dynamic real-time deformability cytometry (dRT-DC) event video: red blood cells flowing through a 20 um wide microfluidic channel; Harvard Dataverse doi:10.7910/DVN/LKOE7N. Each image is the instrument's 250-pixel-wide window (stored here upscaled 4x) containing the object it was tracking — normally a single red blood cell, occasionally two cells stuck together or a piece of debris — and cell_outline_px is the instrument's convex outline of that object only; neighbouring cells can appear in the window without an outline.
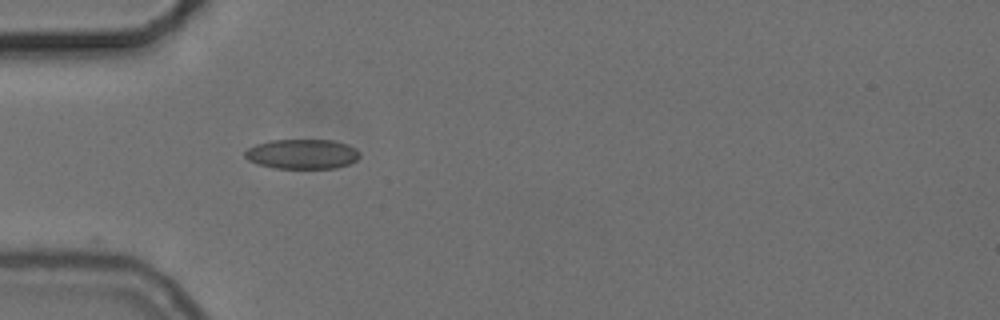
{"species": "common noctule bat (a hibernating species)", "species_latin": "Nyctalus noctula", "temperature_condition": "cold", "stored_images_in_passage": 39, "camera_frame_rate_fps": 3000, "um_per_image_px": 0.085, "animal": {"sex": "female", "body_mass_g": 24.6, "forearm_length_mm": 56.2}, "frame": {"image": 1, "passage_image": 1, "time_ms": 0.0, "image_size_px": [1000, 320], "cell_outline_px": [[360, 156], [356, 160], [348, 164], [336, 168], [276, 168], [256, 164], [248, 160], [244, 156], [244, 152], [248, 148], [256, 144], [272, 140], [332, 140], [348, 144], [356, 148], [360, 152]], "centroid_in_image_um": [25.69, 13.09], "position_along_channel_um": 59.3, "area_um2": 20.0}}
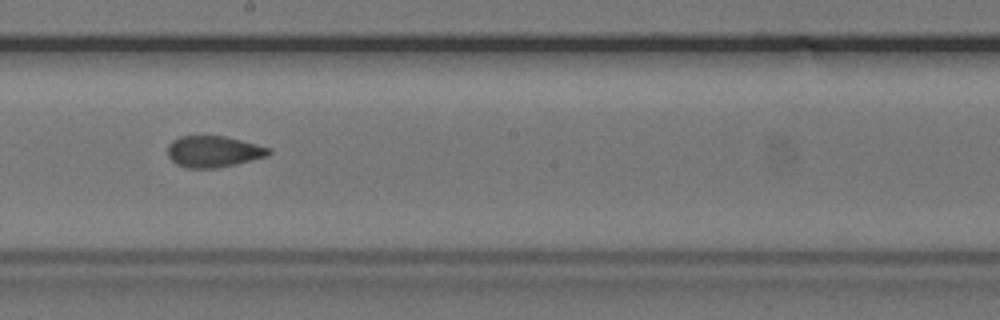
{"frame": {"image": 2, "passage_image": 15, "time_ms": 4.667, "image_size_px": [1000, 320], "cell_outline_px": [[272, 152], [268, 156], [236, 164], [216, 168], [188, 168], [176, 164], [168, 156], [168, 144], [172, 140], [180, 136], [224, 136], [272, 148]], "centroid_in_image_um": [18.15, 12.88], "position_along_channel_um": 230.0, "area_um2": 18.5}}
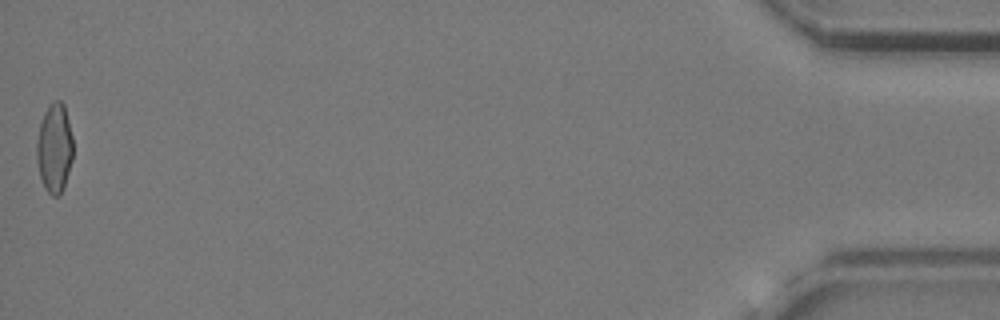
{"frame": {"image": 3, "passage_image": 39, "time_ms": 12.667, "image_size_px": [1000, 320], "cell_outline_px": [[72, 160], [64, 188], [60, 196], [52, 196], [44, 188], [40, 176], [36, 160], [36, 144], [40, 124], [44, 112], [48, 104], [52, 100], [60, 100], [64, 104], [72, 136]], "centroid_in_image_um": [4.62, 12.59], "position_along_channel_um": 430.6, "area_um2": 19.13}, "authors_computed_cell_mechanics": {"area_um2": 19.0162, "velocity_mm_per_s": 3.7272, "shape_relaxation_time_tau1_ms": null, "shape_relaxation_time_tau2_ms": 1.3043, "deformation_change_tau1": null, "deformation_change_tau2": 0.0586}}